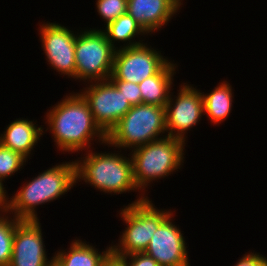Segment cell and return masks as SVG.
Segmentation results:
<instances>
[{
    "mask_svg": "<svg viewBox=\"0 0 267 266\" xmlns=\"http://www.w3.org/2000/svg\"><path fill=\"white\" fill-rule=\"evenodd\" d=\"M110 254L111 246L100 253L98 249L87 245L85 241L75 239L72 241L69 251H58L53 257L58 266H102Z\"/></svg>",
    "mask_w": 267,
    "mask_h": 266,
    "instance_id": "17",
    "label": "cell"
},
{
    "mask_svg": "<svg viewBox=\"0 0 267 266\" xmlns=\"http://www.w3.org/2000/svg\"><path fill=\"white\" fill-rule=\"evenodd\" d=\"M176 64L167 62L155 75L139 83L142 103L165 107L169 100ZM170 90V91H169Z\"/></svg>",
    "mask_w": 267,
    "mask_h": 266,
    "instance_id": "16",
    "label": "cell"
},
{
    "mask_svg": "<svg viewBox=\"0 0 267 266\" xmlns=\"http://www.w3.org/2000/svg\"><path fill=\"white\" fill-rule=\"evenodd\" d=\"M127 2L128 0H97V12L108 25L127 12Z\"/></svg>",
    "mask_w": 267,
    "mask_h": 266,
    "instance_id": "22",
    "label": "cell"
},
{
    "mask_svg": "<svg viewBox=\"0 0 267 266\" xmlns=\"http://www.w3.org/2000/svg\"><path fill=\"white\" fill-rule=\"evenodd\" d=\"M88 152L83 160L74 161L75 182L82 179L109 194L138 190L133 179L131 157L126 158L120 153Z\"/></svg>",
    "mask_w": 267,
    "mask_h": 266,
    "instance_id": "3",
    "label": "cell"
},
{
    "mask_svg": "<svg viewBox=\"0 0 267 266\" xmlns=\"http://www.w3.org/2000/svg\"><path fill=\"white\" fill-rule=\"evenodd\" d=\"M26 160L21 154L4 147L0 143V180L4 181L8 176H12L20 170Z\"/></svg>",
    "mask_w": 267,
    "mask_h": 266,
    "instance_id": "21",
    "label": "cell"
},
{
    "mask_svg": "<svg viewBox=\"0 0 267 266\" xmlns=\"http://www.w3.org/2000/svg\"><path fill=\"white\" fill-rule=\"evenodd\" d=\"M42 133L41 126L37 127L33 121L18 118L11 122L1 134L0 143L27 159L43 135Z\"/></svg>",
    "mask_w": 267,
    "mask_h": 266,
    "instance_id": "15",
    "label": "cell"
},
{
    "mask_svg": "<svg viewBox=\"0 0 267 266\" xmlns=\"http://www.w3.org/2000/svg\"><path fill=\"white\" fill-rule=\"evenodd\" d=\"M74 184V161L53 166L29 181L10 198L9 212L19 220H38L36 206L58 199Z\"/></svg>",
    "mask_w": 267,
    "mask_h": 266,
    "instance_id": "2",
    "label": "cell"
},
{
    "mask_svg": "<svg viewBox=\"0 0 267 266\" xmlns=\"http://www.w3.org/2000/svg\"><path fill=\"white\" fill-rule=\"evenodd\" d=\"M9 218L0 214V266H9L12 259L14 232L19 219Z\"/></svg>",
    "mask_w": 267,
    "mask_h": 266,
    "instance_id": "20",
    "label": "cell"
},
{
    "mask_svg": "<svg viewBox=\"0 0 267 266\" xmlns=\"http://www.w3.org/2000/svg\"><path fill=\"white\" fill-rule=\"evenodd\" d=\"M182 0H128L127 13L147 32L162 28L175 15Z\"/></svg>",
    "mask_w": 267,
    "mask_h": 266,
    "instance_id": "14",
    "label": "cell"
},
{
    "mask_svg": "<svg viewBox=\"0 0 267 266\" xmlns=\"http://www.w3.org/2000/svg\"><path fill=\"white\" fill-rule=\"evenodd\" d=\"M107 40L111 43V45L117 50L118 47L114 46L115 41L127 42L126 45L120 46L121 48L127 47H135L143 44L141 42H132L136 35H145L148 34L139 23L135 21V19L130 16L127 12L123 15L119 16L116 20L106 25L105 30H102ZM132 40V41H131Z\"/></svg>",
    "mask_w": 267,
    "mask_h": 266,
    "instance_id": "19",
    "label": "cell"
},
{
    "mask_svg": "<svg viewBox=\"0 0 267 266\" xmlns=\"http://www.w3.org/2000/svg\"><path fill=\"white\" fill-rule=\"evenodd\" d=\"M185 142L164 136L132 150L133 179L138 190L145 188L151 181L169 176L183 163Z\"/></svg>",
    "mask_w": 267,
    "mask_h": 266,
    "instance_id": "4",
    "label": "cell"
},
{
    "mask_svg": "<svg viewBox=\"0 0 267 266\" xmlns=\"http://www.w3.org/2000/svg\"><path fill=\"white\" fill-rule=\"evenodd\" d=\"M177 99L170 94L169 100L165 105V119L167 136L185 140V133L195 126L204 113L202 92L184 83L181 85ZM174 103V104H173Z\"/></svg>",
    "mask_w": 267,
    "mask_h": 266,
    "instance_id": "10",
    "label": "cell"
},
{
    "mask_svg": "<svg viewBox=\"0 0 267 266\" xmlns=\"http://www.w3.org/2000/svg\"><path fill=\"white\" fill-rule=\"evenodd\" d=\"M159 210L147 196H139L120 212L127 224L117 245H111L115 256H126L145 252L157 228L173 213Z\"/></svg>",
    "mask_w": 267,
    "mask_h": 266,
    "instance_id": "5",
    "label": "cell"
},
{
    "mask_svg": "<svg viewBox=\"0 0 267 266\" xmlns=\"http://www.w3.org/2000/svg\"><path fill=\"white\" fill-rule=\"evenodd\" d=\"M233 96L232 87L227 81L220 83L207 95L202 93L204 113L212 123H221L230 115Z\"/></svg>",
    "mask_w": 267,
    "mask_h": 266,
    "instance_id": "18",
    "label": "cell"
},
{
    "mask_svg": "<svg viewBox=\"0 0 267 266\" xmlns=\"http://www.w3.org/2000/svg\"><path fill=\"white\" fill-rule=\"evenodd\" d=\"M3 186V181L0 180V211L7 214L10 209V200H8Z\"/></svg>",
    "mask_w": 267,
    "mask_h": 266,
    "instance_id": "26",
    "label": "cell"
},
{
    "mask_svg": "<svg viewBox=\"0 0 267 266\" xmlns=\"http://www.w3.org/2000/svg\"><path fill=\"white\" fill-rule=\"evenodd\" d=\"M40 27L42 48L48 64L61 75L75 79L76 34L58 23H43Z\"/></svg>",
    "mask_w": 267,
    "mask_h": 266,
    "instance_id": "11",
    "label": "cell"
},
{
    "mask_svg": "<svg viewBox=\"0 0 267 266\" xmlns=\"http://www.w3.org/2000/svg\"><path fill=\"white\" fill-rule=\"evenodd\" d=\"M38 220H19L13 238L12 259L9 266H48L44 239Z\"/></svg>",
    "mask_w": 267,
    "mask_h": 266,
    "instance_id": "12",
    "label": "cell"
},
{
    "mask_svg": "<svg viewBox=\"0 0 267 266\" xmlns=\"http://www.w3.org/2000/svg\"><path fill=\"white\" fill-rule=\"evenodd\" d=\"M234 266H267V258L259 253H248L243 255Z\"/></svg>",
    "mask_w": 267,
    "mask_h": 266,
    "instance_id": "25",
    "label": "cell"
},
{
    "mask_svg": "<svg viewBox=\"0 0 267 266\" xmlns=\"http://www.w3.org/2000/svg\"><path fill=\"white\" fill-rule=\"evenodd\" d=\"M147 43L116 50L109 80H123L139 84L155 75L167 62L159 51Z\"/></svg>",
    "mask_w": 267,
    "mask_h": 266,
    "instance_id": "9",
    "label": "cell"
},
{
    "mask_svg": "<svg viewBox=\"0 0 267 266\" xmlns=\"http://www.w3.org/2000/svg\"><path fill=\"white\" fill-rule=\"evenodd\" d=\"M91 83L79 93L86 100L95 123L107 135L132 105L109 79Z\"/></svg>",
    "mask_w": 267,
    "mask_h": 266,
    "instance_id": "8",
    "label": "cell"
},
{
    "mask_svg": "<svg viewBox=\"0 0 267 266\" xmlns=\"http://www.w3.org/2000/svg\"><path fill=\"white\" fill-rule=\"evenodd\" d=\"M102 266H127V264L121 257L111 253L103 262Z\"/></svg>",
    "mask_w": 267,
    "mask_h": 266,
    "instance_id": "27",
    "label": "cell"
},
{
    "mask_svg": "<svg viewBox=\"0 0 267 266\" xmlns=\"http://www.w3.org/2000/svg\"><path fill=\"white\" fill-rule=\"evenodd\" d=\"M165 107L141 103L134 105L107 134V145L136 148L166 133Z\"/></svg>",
    "mask_w": 267,
    "mask_h": 266,
    "instance_id": "6",
    "label": "cell"
},
{
    "mask_svg": "<svg viewBox=\"0 0 267 266\" xmlns=\"http://www.w3.org/2000/svg\"><path fill=\"white\" fill-rule=\"evenodd\" d=\"M110 81L116 86V88L120 92H123V95L125 96V98L128 99V102L132 106L142 103L139 84L123 80H110Z\"/></svg>",
    "mask_w": 267,
    "mask_h": 266,
    "instance_id": "23",
    "label": "cell"
},
{
    "mask_svg": "<svg viewBox=\"0 0 267 266\" xmlns=\"http://www.w3.org/2000/svg\"><path fill=\"white\" fill-rule=\"evenodd\" d=\"M118 257H121L126 262L127 266H159L158 262L145 252ZM127 258H129V260Z\"/></svg>",
    "mask_w": 267,
    "mask_h": 266,
    "instance_id": "24",
    "label": "cell"
},
{
    "mask_svg": "<svg viewBox=\"0 0 267 266\" xmlns=\"http://www.w3.org/2000/svg\"><path fill=\"white\" fill-rule=\"evenodd\" d=\"M116 49L100 29L82 31L75 41V78L97 82L108 80L113 69Z\"/></svg>",
    "mask_w": 267,
    "mask_h": 266,
    "instance_id": "7",
    "label": "cell"
},
{
    "mask_svg": "<svg viewBox=\"0 0 267 266\" xmlns=\"http://www.w3.org/2000/svg\"><path fill=\"white\" fill-rule=\"evenodd\" d=\"M171 214L155 231L145 253L159 266H190L185 238L179 227L173 224Z\"/></svg>",
    "mask_w": 267,
    "mask_h": 266,
    "instance_id": "13",
    "label": "cell"
},
{
    "mask_svg": "<svg viewBox=\"0 0 267 266\" xmlns=\"http://www.w3.org/2000/svg\"><path fill=\"white\" fill-rule=\"evenodd\" d=\"M46 114V123L49 124L59 150L73 153L88 150L90 141L95 137H98L99 142L102 141L101 144H107V135L95 123L93 114L80 93L66 96Z\"/></svg>",
    "mask_w": 267,
    "mask_h": 266,
    "instance_id": "1",
    "label": "cell"
},
{
    "mask_svg": "<svg viewBox=\"0 0 267 266\" xmlns=\"http://www.w3.org/2000/svg\"><path fill=\"white\" fill-rule=\"evenodd\" d=\"M48 266H58V264H57L55 261H53V262L50 263Z\"/></svg>",
    "mask_w": 267,
    "mask_h": 266,
    "instance_id": "28",
    "label": "cell"
}]
</instances>
